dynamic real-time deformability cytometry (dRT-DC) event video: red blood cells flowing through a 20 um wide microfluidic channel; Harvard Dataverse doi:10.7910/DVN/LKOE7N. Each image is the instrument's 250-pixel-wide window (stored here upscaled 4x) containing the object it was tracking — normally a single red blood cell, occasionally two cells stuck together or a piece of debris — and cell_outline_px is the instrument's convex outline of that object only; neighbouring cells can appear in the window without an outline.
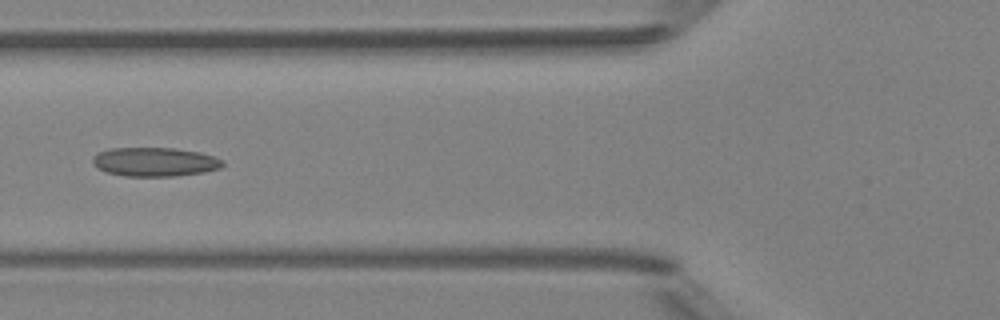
{"species": "Egyptian fruit bat (a non-hibernating species)", "species_latin": "Rousettus aegyptiacus", "temperature_condition": "room temperature", "stored_images_in_passage": 2, "camera_frame_rate_fps": 3000, "um_per_image_px": 0.085, "animal": {"sex": "female"}, "frame": {"image": 1, "passage_image": 2, "time_ms": 1.0, "image_size_px": [1000, 320], "cell_outline_px": [[224, 164], [220, 168], [204, 172], [176, 176], [124, 176], [108, 172], [92, 164], [92, 156], [96, 152], [108, 148], [176, 148], [200, 152], [224, 160]], "centroid_in_image_um": [13.14, 13.75], "position_along_channel_um": 112.7, "area_um2": 22.08}}